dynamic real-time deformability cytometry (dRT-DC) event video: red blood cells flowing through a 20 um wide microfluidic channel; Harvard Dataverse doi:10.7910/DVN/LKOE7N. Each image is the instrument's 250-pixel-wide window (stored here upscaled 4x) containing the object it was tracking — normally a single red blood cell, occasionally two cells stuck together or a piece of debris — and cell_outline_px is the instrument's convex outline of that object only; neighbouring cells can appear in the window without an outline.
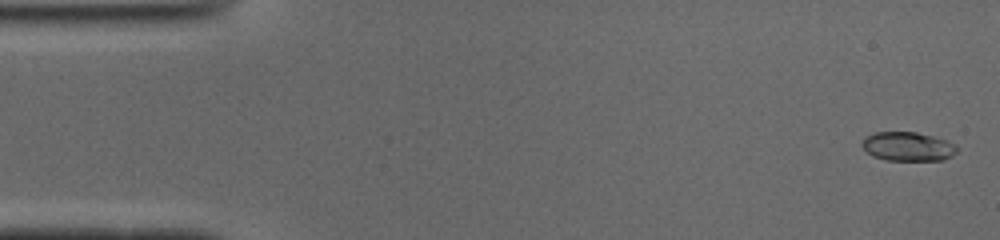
{"species": "common noctule bat (a hibernating species)", "species_latin": "Nyctalus noctula", "temperature_condition": "cold", "stored_images_in_passage": 51, "camera_frame_rate_fps": 3000, "um_per_image_px": 0.085, "animal": {"sex": "male", "body_mass_g": 19.0, "forearm_length_mm": 50.8}, "frame": {"image": 1, "passage_image": 2, "time_ms": 0.333, "image_size_px": [1000, 240], "cell_outline_px": [[956, 152], [952, 156], [944, 160], [884, 160], [872, 156], [860, 144], [868, 136], [876, 132], [916, 132], [932, 136], [944, 140], [952, 144], [956, 148]], "centroid_in_image_um": [77.14, 12.46], "position_along_channel_um": 7.9, "area_um2": 15.78}}
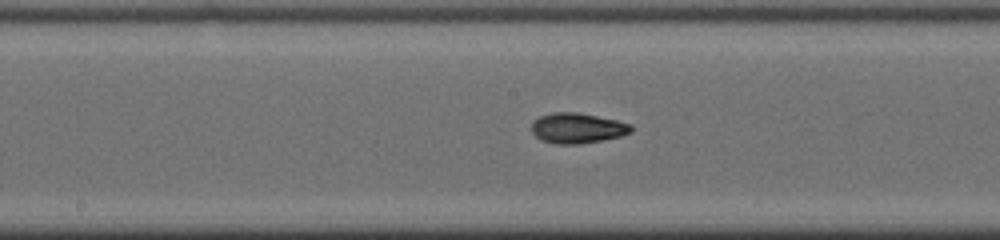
{"frame": {"image": 2, "passage_image": 26, "time_ms": 8.333, "image_size_px": [1000, 240], "cell_outline_px": [[632, 132], [620, 136], [604, 140], [580, 144], [556, 144], [540, 140], [532, 132], [532, 120], [540, 116], [552, 112], [580, 112], [616, 120], [632, 124]], "centroid_in_image_um": [49.07, 10.89], "position_along_channel_um": 199.1, "area_um2": 17.8}}
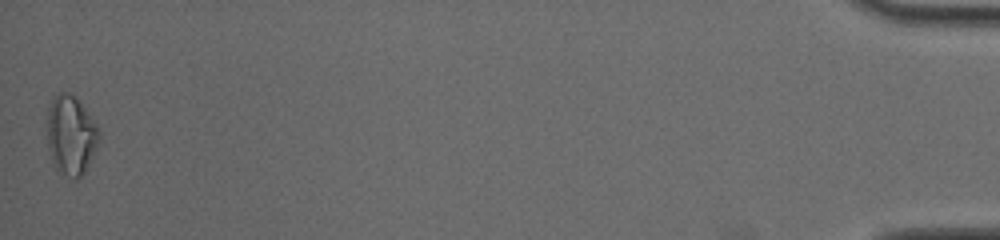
{"frame": {"image": 3, "passage_image": 51, "time_ms": 16.667, "image_size_px": [1000, 240], "cell_outline_px": [[100, 140], [84, 172], [80, 176], [72, 180], [56, 172], [48, 148], [48, 108], [52, 96], [60, 92], [68, 92], [76, 96], [96, 124], [100, 132]], "centroid_in_image_um": [6.02, 11.49], "position_along_channel_um": 429.2, "area_um2": 24.22}, "authors_computed_cell_mechanics": {"area_um2": 16.9354, "velocity_mm_per_s": 3.9474, "shape_relaxation_time_tau1_ms": 4.76, "shape_relaxation_time_tau2_ms": 2.3349, "deformation_change_tau1": 0.1765, "deformation_change_tau2": 0.0731}}